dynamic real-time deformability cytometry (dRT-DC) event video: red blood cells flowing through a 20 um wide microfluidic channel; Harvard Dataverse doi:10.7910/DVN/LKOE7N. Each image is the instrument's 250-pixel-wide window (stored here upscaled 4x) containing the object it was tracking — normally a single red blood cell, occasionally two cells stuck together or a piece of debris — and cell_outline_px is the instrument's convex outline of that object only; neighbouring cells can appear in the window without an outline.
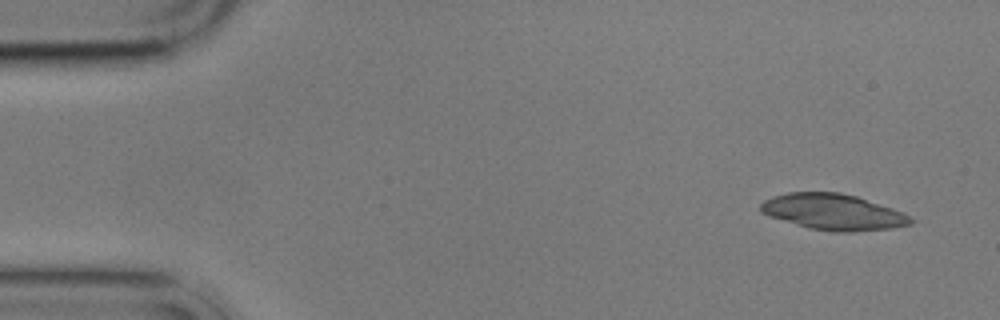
{"species": "common noctule bat (a hibernating species)", "species_latin": "Nyctalus noctula", "temperature_condition": "cold", "stored_images_in_passage": 4, "camera_frame_rate_fps": 3000, "um_per_image_px": 0.085, "animal": {"sex": "male", "body_mass_g": 17.9}, "frame": {"image": 1, "passage_image": 1, "time_ms": 0.0, "image_size_px": [1000, 320], "cell_outline_px": [[912, 224], [892, 228], [852, 232], [832, 232], [808, 228], [768, 216], [760, 212], [760, 204], [764, 200], [772, 196], [788, 192], [840, 192], [856, 196], [904, 212], [912, 220]], "centroid_in_image_um": [70.79, 18.02], "position_along_channel_um": 14.2, "area_um2": 31.56}}